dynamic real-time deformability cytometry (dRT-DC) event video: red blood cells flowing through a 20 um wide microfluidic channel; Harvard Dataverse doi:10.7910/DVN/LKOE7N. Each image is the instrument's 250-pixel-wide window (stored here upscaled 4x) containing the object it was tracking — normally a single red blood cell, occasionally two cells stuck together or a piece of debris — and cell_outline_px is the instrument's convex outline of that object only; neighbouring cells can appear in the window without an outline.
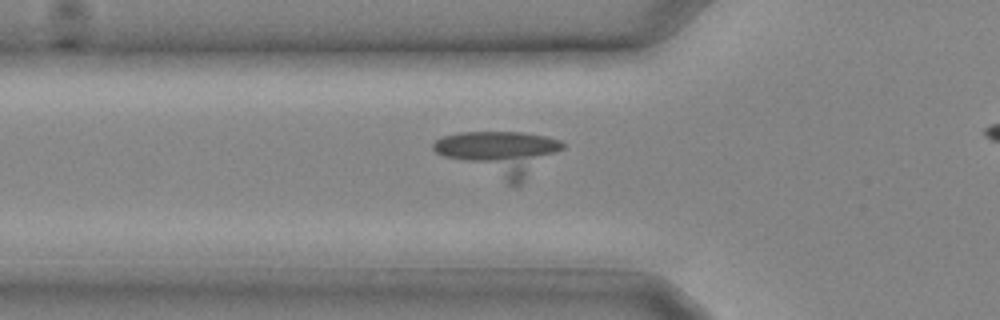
{"species": "common noctule bat (a hibernating species)", "species_latin": "Nyctalus noctula", "temperature_condition": "cold", "stored_images_in_passage": 22, "segment_of_instrument_passage": [1, 2], "camera_frame_rate_fps": 3000, "um_per_image_px": 0.085, "animal": {"sex": "male", "body_mass_g": 20.4}, "frame": {"image": 1, "passage_image": 10, "time_ms": 3.0, "image_size_px": [1000, 320], "cell_outline_px": [[564, 148], [516, 188], [512, 188], [444, 156], [436, 152], [432, 148], [432, 144], [436, 140], [444, 136], [460, 132], [520, 132], [544, 136], [560, 140], [564, 144]], "centroid_in_image_um": [42.49, 13.05], "position_along_channel_um": 83.3, "area_um2": 33.35}}
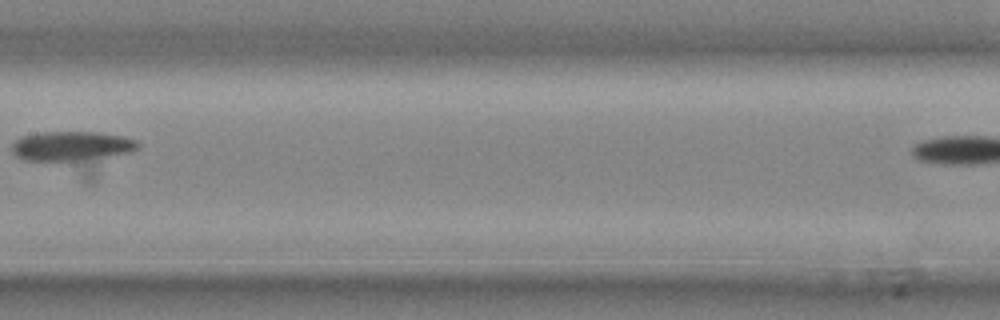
{"frame": {"image": 2, "passage_image": 15, "time_ms": 4.667, "image_size_px": [1000, 320], "cell_outline_px": [[140, 148], [92, 180], [84, 180], [24, 160], [16, 156], [12, 152], [12, 144], [20, 136], [40, 132], [96, 132], [120, 136], [136, 140], [140, 144]], "centroid_in_image_um": [6.36, 12.9], "position_along_channel_um": 201.0, "area_um2": 30.4}}
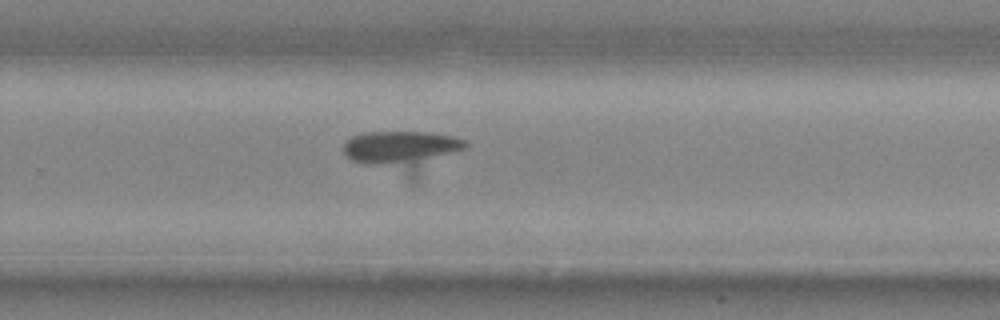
{"frame": {"image": 3, "passage_image": 19, "time_ms": 6.0, "image_size_px": [1000, 320], "cell_outline_px": [[468, 144], [464, 148], [416, 180], [412, 180], [352, 160], [344, 156], [344, 140], [352, 136], [368, 132], [428, 132], [452, 136], [464, 140]], "centroid_in_image_um": [34.23, 12.86], "position_along_channel_um": 295.6, "area_um2": 29.13}}